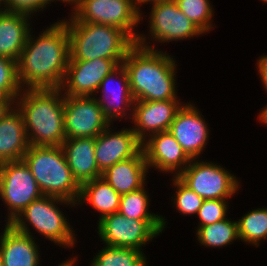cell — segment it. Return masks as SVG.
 Wrapping results in <instances>:
<instances>
[{"label": "cell", "mask_w": 267, "mask_h": 266, "mask_svg": "<svg viewBox=\"0 0 267 266\" xmlns=\"http://www.w3.org/2000/svg\"><path fill=\"white\" fill-rule=\"evenodd\" d=\"M31 31L32 29L17 61L20 87L60 88L70 58L66 24L62 20L54 22L36 39L33 38Z\"/></svg>", "instance_id": "6da1fadb"}, {"label": "cell", "mask_w": 267, "mask_h": 266, "mask_svg": "<svg viewBox=\"0 0 267 266\" xmlns=\"http://www.w3.org/2000/svg\"><path fill=\"white\" fill-rule=\"evenodd\" d=\"M146 37L144 33L138 35L135 45L122 62L134 100H178L175 80L178 65L175 58L154 48L152 42L150 46Z\"/></svg>", "instance_id": "7a4b0ae2"}, {"label": "cell", "mask_w": 267, "mask_h": 266, "mask_svg": "<svg viewBox=\"0 0 267 266\" xmlns=\"http://www.w3.org/2000/svg\"><path fill=\"white\" fill-rule=\"evenodd\" d=\"M14 105L23 116L31 146H61L66 140L60 88L23 89Z\"/></svg>", "instance_id": "3957f363"}, {"label": "cell", "mask_w": 267, "mask_h": 266, "mask_svg": "<svg viewBox=\"0 0 267 266\" xmlns=\"http://www.w3.org/2000/svg\"><path fill=\"white\" fill-rule=\"evenodd\" d=\"M64 23L69 36V61L125 59L135 45L125 31L113 26L87 22Z\"/></svg>", "instance_id": "277c9868"}, {"label": "cell", "mask_w": 267, "mask_h": 266, "mask_svg": "<svg viewBox=\"0 0 267 266\" xmlns=\"http://www.w3.org/2000/svg\"><path fill=\"white\" fill-rule=\"evenodd\" d=\"M46 196L76 203L80 185L73 178L61 146H29L22 159Z\"/></svg>", "instance_id": "5b68a950"}, {"label": "cell", "mask_w": 267, "mask_h": 266, "mask_svg": "<svg viewBox=\"0 0 267 266\" xmlns=\"http://www.w3.org/2000/svg\"><path fill=\"white\" fill-rule=\"evenodd\" d=\"M58 204L70 205L71 208L76 206V203L63 198L43 195L28 205L10 224L16 230L33 237L29 230L31 225L36 232L59 247L73 248L76 244L75 231L72 230L67 217L56 206Z\"/></svg>", "instance_id": "8992f818"}, {"label": "cell", "mask_w": 267, "mask_h": 266, "mask_svg": "<svg viewBox=\"0 0 267 266\" xmlns=\"http://www.w3.org/2000/svg\"><path fill=\"white\" fill-rule=\"evenodd\" d=\"M136 0H75L69 19L63 22H87L113 26L125 31L135 42L143 15ZM141 12V13H140Z\"/></svg>", "instance_id": "52a82bcc"}, {"label": "cell", "mask_w": 267, "mask_h": 266, "mask_svg": "<svg viewBox=\"0 0 267 266\" xmlns=\"http://www.w3.org/2000/svg\"><path fill=\"white\" fill-rule=\"evenodd\" d=\"M98 236L106 246L133 248L142 246L163 232L162 220L129 219L119 212L98 220Z\"/></svg>", "instance_id": "ba28073f"}, {"label": "cell", "mask_w": 267, "mask_h": 266, "mask_svg": "<svg viewBox=\"0 0 267 266\" xmlns=\"http://www.w3.org/2000/svg\"><path fill=\"white\" fill-rule=\"evenodd\" d=\"M177 177L204 200H228L238 193L241 185L222 165L199 159H192Z\"/></svg>", "instance_id": "9c48e42d"}, {"label": "cell", "mask_w": 267, "mask_h": 266, "mask_svg": "<svg viewBox=\"0 0 267 266\" xmlns=\"http://www.w3.org/2000/svg\"><path fill=\"white\" fill-rule=\"evenodd\" d=\"M38 183L23 160L0 164V198L8 207L10 224L28 205L42 197Z\"/></svg>", "instance_id": "30bf717a"}, {"label": "cell", "mask_w": 267, "mask_h": 266, "mask_svg": "<svg viewBox=\"0 0 267 266\" xmlns=\"http://www.w3.org/2000/svg\"><path fill=\"white\" fill-rule=\"evenodd\" d=\"M96 96L64 95V130L66 139L96 138L111 123L105 118Z\"/></svg>", "instance_id": "8fae6325"}, {"label": "cell", "mask_w": 267, "mask_h": 266, "mask_svg": "<svg viewBox=\"0 0 267 266\" xmlns=\"http://www.w3.org/2000/svg\"><path fill=\"white\" fill-rule=\"evenodd\" d=\"M148 3L152 4L148 26L152 42L155 39V43H169L204 34L180 11L175 0L146 2Z\"/></svg>", "instance_id": "7c38bea8"}, {"label": "cell", "mask_w": 267, "mask_h": 266, "mask_svg": "<svg viewBox=\"0 0 267 266\" xmlns=\"http://www.w3.org/2000/svg\"><path fill=\"white\" fill-rule=\"evenodd\" d=\"M123 61L105 58L69 61L60 89L66 96H95L101 81Z\"/></svg>", "instance_id": "4fadbf2b"}, {"label": "cell", "mask_w": 267, "mask_h": 266, "mask_svg": "<svg viewBox=\"0 0 267 266\" xmlns=\"http://www.w3.org/2000/svg\"><path fill=\"white\" fill-rule=\"evenodd\" d=\"M193 103H184L177 111L169 132L191 159H200L209 140L208 123ZM207 123V124H206Z\"/></svg>", "instance_id": "5bb4252c"}, {"label": "cell", "mask_w": 267, "mask_h": 266, "mask_svg": "<svg viewBox=\"0 0 267 266\" xmlns=\"http://www.w3.org/2000/svg\"><path fill=\"white\" fill-rule=\"evenodd\" d=\"M183 103L179 100L135 101L132 127L137 139L143 143L151 135L169 131L177 111Z\"/></svg>", "instance_id": "9a60e30c"}, {"label": "cell", "mask_w": 267, "mask_h": 266, "mask_svg": "<svg viewBox=\"0 0 267 266\" xmlns=\"http://www.w3.org/2000/svg\"><path fill=\"white\" fill-rule=\"evenodd\" d=\"M111 82H115L117 84L116 87H113L114 85L111 87ZM99 91H101V97L99 96L95 99L102 108L105 118L111 125L119 118L123 119L125 117L124 119H126L127 117L132 119L133 113L131 112H133L135 100L131 93L128 73L123 64H120L101 81L97 93ZM127 110H130V114Z\"/></svg>", "instance_id": "2e32d148"}, {"label": "cell", "mask_w": 267, "mask_h": 266, "mask_svg": "<svg viewBox=\"0 0 267 266\" xmlns=\"http://www.w3.org/2000/svg\"><path fill=\"white\" fill-rule=\"evenodd\" d=\"M142 149L149 169L153 167L163 173H172L174 177L192 160L169 131L151 135L142 143Z\"/></svg>", "instance_id": "e0dca14e"}, {"label": "cell", "mask_w": 267, "mask_h": 266, "mask_svg": "<svg viewBox=\"0 0 267 266\" xmlns=\"http://www.w3.org/2000/svg\"><path fill=\"white\" fill-rule=\"evenodd\" d=\"M113 131L110 124L95 138V158L102 172L117 162L134 157L142 149V143L131 127Z\"/></svg>", "instance_id": "ac0fdd59"}, {"label": "cell", "mask_w": 267, "mask_h": 266, "mask_svg": "<svg viewBox=\"0 0 267 266\" xmlns=\"http://www.w3.org/2000/svg\"><path fill=\"white\" fill-rule=\"evenodd\" d=\"M3 230L0 235L3 266H39L40 248L34 237L16 230L8 223Z\"/></svg>", "instance_id": "d6986e66"}, {"label": "cell", "mask_w": 267, "mask_h": 266, "mask_svg": "<svg viewBox=\"0 0 267 266\" xmlns=\"http://www.w3.org/2000/svg\"><path fill=\"white\" fill-rule=\"evenodd\" d=\"M61 147L72 176L79 185L101 177L102 171L95 158V138L66 139Z\"/></svg>", "instance_id": "ffe728a7"}, {"label": "cell", "mask_w": 267, "mask_h": 266, "mask_svg": "<svg viewBox=\"0 0 267 266\" xmlns=\"http://www.w3.org/2000/svg\"><path fill=\"white\" fill-rule=\"evenodd\" d=\"M148 165L143 149L134 157L115 163L102 172L101 178L120 195L136 191L146 184Z\"/></svg>", "instance_id": "44dd1931"}, {"label": "cell", "mask_w": 267, "mask_h": 266, "mask_svg": "<svg viewBox=\"0 0 267 266\" xmlns=\"http://www.w3.org/2000/svg\"><path fill=\"white\" fill-rule=\"evenodd\" d=\"M29 146L23 116L13 105L0 119V164L22 160Z\"/></svg>", "instance_id": "7402d4cb"}, {"label": "cell", "mask_w": 267, "mask_h": 266, "mask_svg": "<svg viewBox=\"0 0 267 266\" xmlns=\"http://www.w3.org/2000/svg\"><path fill=\"white\" fill-rule=\"evenodd\" d=\"M32 17L15 12L4 11L0 14V56L18 61L25 47Z\"/></svg>", "instance_id": "603a6c76"}, {"label": "cell", "mask_w": 267, "mask_h": 266, "mask_svg": "<svg viewBox=\"0 0 267 266\" xmlns=\"http://www.w3.org/2000/svg\"><path fill=\"white\" fill-rule=\"evenodd\" d=\"M121 195L117 193L112 186L104 179L96 178L80 185V194L76 205H92L93 209L103 217L119 211Z\"/></svg>", "instance_id": "cb8c5ba5"}, {"label": "cell", "mask_w": 267, "mask_h": 266, "mask_svg": "<svg viewBox=\"0 0 267 266\" xmlns=\"http://www.w3.org/2000/svg\"><path fill=\"white\" fill-rule=\"evenodd\" d=\"M196 236L201 246L225 247L234 240H239L237 221L225 218L213 224L201 226L196 230Z\"/></svg>", "instance_id": "d4e9b609"}, {"label": "cell", "mask_w": 267, "mask_h": 266, "mask_svg": "<svg viewBox=\"0 0 267 266\" xmlns=\"http://www.w3.org/2000/svg\"><path fill=\"white\" fill-rule=\"evenodd\" d=\"M145 186L127 194L121 195L119 213L129 219L137 220H162L163 231L167 227L165 217L149 211V194Z\"/></svg>", "instance_id": "484cf974"}, {"label": "cell", "mask_w": 267, "mask_h": 266, "mask_svg": "<svg viewBox=\"0 0 267 266\" xmlns=\"http://www.w3.org/2000/svg\"><path fill=\"white\" fill-rule=\"evenodd\" d=\"M144 252L133 248H102L91 260L90 266H147Z\"/></svg>", "instance_id": "4316f807"}, {"label": "cell", "mask_w": 267, "mask_h": 266, "mask_svg": "<svg viewBox=\"0 0 267 266\" xmlns=\"http://www.w3.org/2000/svg\"><path fill=\"white\" fill-rule=\"evenodd\" d=\"M239 240L259 246L267 240V207L249 211L237 221Z\"/></svg>", "instance_id": "83f0119b"}, {"label": "cell", "mask_w": 267, "mask_h": 266, "mask_svg": "<svg viewBox=\"0 0 267 266\" xmlns=\"http://www.w3.org/2000/svg\"><path fill=\"white\" fill-rule=\"evenodd\" d=\"M180 11L190 19L204 34L214 27L213 5L210 0H175Z\"/></svg>", "instance_id": "f1b7e54d"}, {"label": "cell", "mask_w": 267, "mask_h": 266, "mask_svg": "<svg viewBox=\"0 0 267 266\" xmlns=\"http://www.w3.org/2000/svg\"><path fill=\"white\" fill-rule=\"evenodd\" d=\"M22 90L18 80L17 62L0 56V97L15 103Z\"/></svg>", "instance_id": "f546056e"}, {"label": "cell", "mask_w": 267, "mask_h": 266, "mask_svg": "<svg viewBox=\"0 0 267 266\" xmlns=\"http://www.w3.org/2000/svg\"><path fill=\"white\" fill-rule=\"evenodd\" d=\"M172 183L177 190L174 198L171 197L176 210L184 216L197 215L204 199L187 187L178 177L173 176Z\"/></svg>", "instance_id": "4dcf8cb0"}, {"label": "cell", "mask_w": 267, "mask_h": 266, "mask_svg": "<svg viewBox=\"0 0 267 266\" xmlns=\"http://www.w3.org/2000/svg\"><path fill=\"white\" fill-rule=\"evenodd\" d=\"M228 201L222 199L204 200L197 216L200 220L196 229L201 226L213 224L226 218Z\"/></svg>", "instance_id": "1f68e13d"}, {"label": "cell", "mask_w": 267, "mask_h": 266, "mask_svg": "<svg viewBox=\"0 0 267 266\" xmlns=\"http://www.w3.org/2000/svg\"><path fill=\"white\" fill-rule=\"evenodd\" d=\"M52 0H3L5 11L21 13L28 16L43 11ZM35 13V14H34Z\"/></svg>", "instance_id": "d6a6232c"}, {"label": "cell", "mask_w": 267, "mask_h": 266, "mask_svg": "<svg viewBox=\"0 0 267 266\" xmlns=\"http://www.w3.org/2000/svg\"><path fill=\"white\" fill-rule=\"evenodd\" d=\"M257 61V70L260 75V79L262 82V85L265 88V91H267V55H263L259 57Z\"/></svg>", "instance_id": "836d02e7"}, {"label": "cell", "mask_w": 267, "mask_h": 266, "mask_svg": "<svg viewBox=\"0 0 267 266\" xmlns=\"http://www.w3.org/2000/svg\"><path fill=\"white\" fill-rule=\"evenodd\" d=\"M14 103L4 97H0V119L11 109Z\"/></svg>", "instance_id": "e575fe53"}, {"label": "cell", "mask_w": 267, "mask_h": 266, "mask_svg": "<svg viewBox=\"0 0 267 266\" xmlns=\"http://www.w3.org/2000/svg\"><path fill=\"white\" fill-rule=\"evenodd\" d=\"M259 117V121L261 122V124H265L267 125V104L266 106L260 111V113L258 114Z\"/></svg>", "instance_id": "d590c367"}, {"label": "cell", "mask_w": 267, "mask_h": 266, "mask_svg": "<svg viewBox=\"0 0 267 266\" xmlns=\"http://www.w3.org/2000/svg\"><path fill=\"white\" fill-rule=\"evenodd\" d=\"M76 261H78L77 260V256L72 257L71 259L62 262L58 266H74V264L76 263Z\"/></svg>", "instance_id": "8d00e7d4"}, {"label": "cell", "mask_w": 267, "mask_h": 266, "mask_svg": "<svg viewBox=\"0 0 267 266\" xmlns=\"http://www.w3.org/2000/svg\"><path fill=\"white\" fill-rule=\"evenodd\" d=\"M52 1H62L63 3H67L69 5H74L75 0H52Z\"/></svg>", "instance_id": "74e56055"}, {"label": "cell", "mask_w": 267, "mask_h": 266, "mask_svg": "<svg viewBox=\"0 0 267 266\" xmlns=\"http://www.w3.org/2000/svg\"><path fill=\"white\" fill-rule=\"evenodd\" d=\"M2 4V5H1ZM3 0H0V14H2L5 11V8L3 6ZM2 6V7H1Z\"/></svg>", "instance_id": "f35d334b"}, {"label": "cell", "mask_w": 267, "mask_h": 266, "mask_svg": "<svg viewBox=\"0 0 267 266\" xmlns=\"http://www.w3.org/2000/svg\"><path fill=\"white\" fill-rule=\"evenodd\" d=\"M148 1H151V0H136V2L140 5H143V4H145L146 2H148Z\"/></svg>", "instance_id": "ab89813d"}, {"label": "cell", "mask_w": 267, "mask_h": 266, "mask_svg": "<svg viewBox=\"0 0 267 266\" xmlns=\"http://www.w3.org/2000/svg\"><path fill=\"white\" fill-rule=\"evenodd\" d=\"M0 266H3V262H2V255H1V252H0Z\"/></svg>", "instance_id": "60d3db41"}, {"label": "cell", "mask_w": 267, "mask_h": 266, "mask_svg": "<svg viewBox=\"0 0 267 266\" xmlns=\"http://www.w3.org/2000/svg\"><path fill=\"white\" fill-rule=\"evenodd\" d=\"M151 1H168V0H151Z\"/></svg>", "instance_id": "b9f144b4"}]
</instances>
